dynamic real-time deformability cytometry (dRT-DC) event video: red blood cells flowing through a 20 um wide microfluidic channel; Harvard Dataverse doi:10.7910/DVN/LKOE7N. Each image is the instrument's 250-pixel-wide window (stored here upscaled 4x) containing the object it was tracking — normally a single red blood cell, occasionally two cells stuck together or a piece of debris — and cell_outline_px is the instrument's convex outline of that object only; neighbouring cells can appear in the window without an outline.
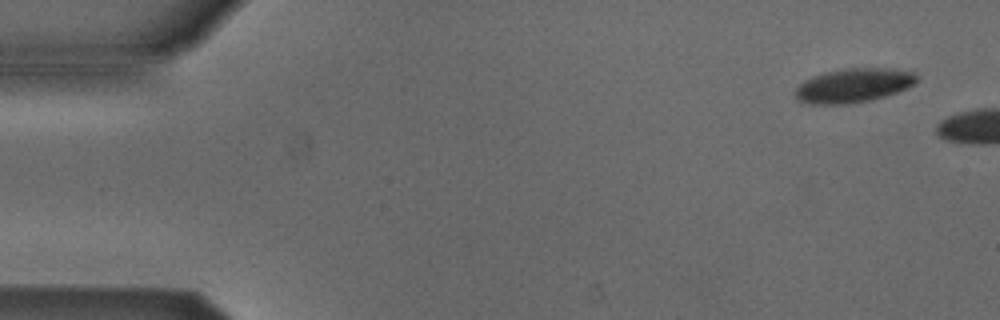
{"species": "Egyptian fruit bat (a non-hibernating species)", "species_latin": "Rousettus aegyptiacus", "temperature_condition": "cold", "stored_images_in_passage": 2, "camera_frame_rate_fps": 3000, "um_per_image_px": 0.085, "animal": {"sex": "male"}, "frame": {"image": 1, "passage_image": 1, "time_ms": 0.0, "image_size_px": [1000, 320], "cell_outline_px": [[916, 80], [908, 88], [884, 96], [868, 100], [844, 104], [808, 104], [796, 100], [796, 88], [804, 80], [812, 76], [824, 72], [848, 68], [892, 68], [916, 72]], "centroid_in_image_um": [72.52, 7.25], "position_along_channel_um": 12.5, "area_um2": 24.04}}